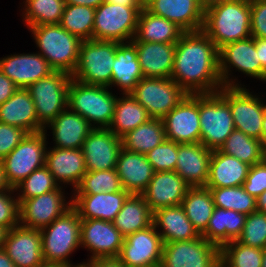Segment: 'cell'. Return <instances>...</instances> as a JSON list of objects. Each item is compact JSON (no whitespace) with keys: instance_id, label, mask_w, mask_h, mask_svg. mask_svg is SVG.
Instances as JSON below:
<instances>
[{"instance_id":"obj_1","label":"cell","mask_w":266,"mask_h":267,"mask_svg":"<svg viewBox=\"0 0 266 267\" xmlns=\"http://www.w3.org/2000/svg\"><path fill=\"white\" fill-rule=\"evenodd\" d=\"M171 78L187 94L214 93L223 87L218 49L203 30L182 34L176 43Z\"/></svg>"},{"instance_id":"obj_2","label":"cell","mask_w":266,"mask_h":267,"mask_svg":"<svg viewBox=\"0 0 266 267\" xmlns=\"http://www.w3.org/2000/svg\"><path fill=\"white\" fill-rule=\"evenodd\" d=\"M202 30L218 50L226 44L249 38L250 0H231L206 10Z\"/></svg>"},{"instance_id":"obj_3","label":"cell","mask_w":266,"mask_h":267,"mask_svg":"<svg viewBox=\"0 0 266 267\" xmlns=\"http://www.w3.org/2000/svg\"><path fill=\"white\" fill-rule=\"evenodd\" d=\"M80 224L81 219L77 211L71 207L51 224L40 229L45 264L82 267L83 263L73 265L69 259L70 255L81 246Z\"/></svg>"},{"instance_id":"obj_4","label":"cell","mask_w":266,"mask_h":267,"mask_svg":"<svg viewBox=\"0 0 266 267\" xmlns=\"http://www.w3.org/2000/svg\"><path fill=\"white\" fill-rule=\"evenodd\" d=\"M32 32L36 46L54 71H63L72 75L79 58L82 40L69 33L59 24H44L28 27Z\"/></svg>"},{"instance_id":"obj_5","label":"cell","mask_w":266,"mask_h":267,"mask_svg":"<svg viewBox=\"0 0 266 267\" xmlns=\"http://www.w3.org/2000/svg\"><path fill=\"white\" fill-rule=\"evenodd\" d=\"M108 90L109 87L87 85L71 79L67 107L85 118L93 128H108L118 98Z\"/></svg>"},{"instance_id":"obj_6","label":"cell","mask_w":266,"mask_h":267,"mask_svg":"<svg viewBox=\"0 0 266 267\" xmlns=\"http://www.w3.org/2000/svg\"><path fill=\"white\" fill-rule=\"evenodd\" d=\"M118 42L82 40L72 79L87 85L110 87Z\"/></svg>"},{"instance_id":"obj_7","label":"cell","mask_w":266,"mask_h":267,"mask_svg":"<svg viewBox=\"0 0 266 267\" xmlns=\"http://www.w3.org/2000/svg\"><path fill=\"white\" fill-rule=\"evenodd\" d=\"M200 143L218 150L235 129L229 104L223 99V87L214 93L199 94Z\"/></svg>"},{"instance_id":"obj_8","label":"cell","mask_w":266,"mask_h":267,"mask_svg":"<svg viewBox=\"0 0 266 267\" xmlns=\"http://www.w3.org/2000/svg\"><path fill=\"white\" fill-rule=\"evenodd\" d=\"M47 135L44 131L28 133L26 137L1 160L4 177L10 188H15L33 171L45 165Z\"/></svg>"},{"instance_id":"obj_9","label":"cell","mask_w":266,"mask_h":267,"mask_svg":"<svg viewBox=\"0 0 266 267\" xmlns=\"http://www.w3.org/2000/svg\"><path fill=\"white\" fill-rule=\"evenodd\" d=\"M141 10L104 1L95 9L92 39L118 43L132 41Z\"/></svg>"},{"instance_id":"obj_10","label":"cell","mask_w":266,"mask_h":267,"mask_svg":"<svg viewBox=\"0 0 266 267\" xmlns=\"http://www.w3.org/2000/svg\"><path fill=\"white\" fill-rule=\"evenodd\" d=\"M71 79L67 72L53 71L27 88L35 105L38 122L43 128L67 108Z\"/></svg>"},{"instance_id":"obj_11","label":"cell","mask_w":266,"mask_h":267,"mask_svg":"<svg viewBox=\"0 0 266 267\" xmlns=\"http://www.w3.org/2000/svg\"><path fill=\"white\" fill-rule=\"evenodd\" d=\"M130 94L156 119H163L187 95L171 77H143Z\"/></svg>"},{"instance_id":"obj_12","label":"cell","mask_w":266,"mask_h":267,"mask_svg":"<svg viewBox=\"0 0 266 267\" xmlns=\"http://www.w3.org/2000/svg\"><path fill=\"white\" fill-rule=\"evenodd\" d=\"M223 99L229 104L235 129L261 140L265 103L246 87L223 86Z\"/></svg>"},{"instance_id":"obj_13","label":"cell","mask_w":266,"mask_h":267,"mask_svg":"<svg viewBox=\"0 0 266 267\" xmlns=\"http://www.w3.org/2000/svg\"><path fill=\"white\" fill-rule=\"evenodd\" d=\"M218 58L219 74L223 86H243L235 82L236 78H230L232 73L231 67L262 81V67L256 52L254 37L250 36L249 38L224 45L218 50Z\"/></svg>"},{"instance_id":"obj_14","label":"cell","mask_w":266,"mask_h":267,"mask_svg":"<svg viewBox=\"0 0 266 267\" xmlns=\"http://www.w3.org/2000/svg\"><path fill=\"white\" fill-rule=\"evenodd\" d=\"M219 263L220 249L202 235L163 244L160 267H216Z\"/></svg>"},{"instance_id":"obj_15","label":"cell","mask_w":266,"mask_h":267,"mask_svg":"<svg viewBox=\"0 0 266 267\" xmlns=\"http://www.w3.org/2000/svg\"><path fill=\"white\" fill-rule=\"evenodd\" d=\"M64 189L60 186L39 196L19 201V224L32 228L42 229L62 216L72 207V199L66 201Z\"/></svg>"},{"instance_id":"obj_16","label":"cell","mask_w":266,"mask_h":267,"mask_svg":"<svg viewBox=\"0 0 266 267\" xmlns=\"http://www.w3.org/2000/svg\"><path fill=\"white\" fill-rule=\"evenodd\" d=\"M163 244L160 234L152 224L146 229L127 235L117 258L126 267L159 266Z\"/></svg>"},{"instance_id":"obj_17","label":"cell","mask_w":266,"mask_h":267,"mask_svg":"<svg viewBox=\"0 0 266 267\" xmlns=\"http://www.w3.org/2000/svg\"><path fill=\"white\" fill-rule=\"evenodd\" d=\"M166 139L200 143L199 94H187L163 119Z\"/></svg>"},{"instance_id":"obj_18","label":"cell","mask_w":266,"mask_h":267,"mask_svg":"<svg viewBox=\"0 0 266 267\" xmlns=\"http://www.w3.org/2000/svg\"><path fill=\"white\" fill-rule=\"evenodd\" d=\"M124 236L113 222L100 219H81L80 245L90 251L88 260L118 257Z\"/></svg>"},{"instance_id":"obj_19","label":"cell","mask_w":266,"mask_h":267,"mask_svg":"<svg viewBox=\"0 0 266 267\" xmlns=\"http://www.w3.org/2000/svg\"><path fill=\"white\" fill-rule=\"evenodd\" d=\"M81 149L87 171L115 169L122 149L121 138L108 128H93Z\"/></svg>"},{"instance_id":"obj_20","label":"cell","mask_w":266,"mask_h":267,"mask_svg":"<svg viewBox=\"0 0 266 267\" xmlns=\"http://www.w3.org/2000/svg\"><path fill=\"white\" fill-rule=\"evenodd\" d=\"M3 250L16 267H40L45 264L39 229L20 224L14 226L7 233Z\"/></svg>"},{"instance_id":"obj_21","label":"cell","mask_w":266,"mask_h":267,"mask_svg":"<svg viewBox=\"0 0 266 267\" xmlns=\"http://www.w3.org/2000/svg\"><path fill=\"white\" fill-rule=\"evenodd\" d=\"M144 8L153 15L172 21L184 32L203 28L205 12L197 0H144Z\"/></svg>"},{"instance_id":"obj_22","label":"cell","mask_w":266,"mask_h":267,"mask_svg":"<svg viewBox=\"0 0 266 267\" xmlns=\"http://www.w3.org/2000/svg\"><path fill=\"white\" fill-rule=\"evenodd\" d=\"M189 187L176 171L154 172L141 195L154 212L163 207L181 205Z\"/></svg>"},{"instance_id":"obj_23","label":"cell","mask_w":266,"mask_h":267,"mask_svg":"<svg viewBox=\"0 0 266 267\" xmlns=\"http://www.w3.org/2000/svg\"><path fill=\"white\" fill-rule=\"evenodd\" d=\"M0 71L18 88H28L34 82L47 77L54 70L38 52L8 55L0 58Z\"/></svg>"},{"instance_id":"obj_24","label":"cell","mask_w":266,"mask_h":267,"mask_svg":"<svg viewBox=\"0 0 266 267\" xmlns=\"http://www.w3.org/2000/svg\"><path fill=\"white\" fill-rule=\"evenodd\" d=\"M211 155L201 143H177L175 171L190 187L206 186Z\"/></svg>"},{"instance_id":"obj_25","label":"cell","mask_w":266,"mask_h":267,"mask_svg":"<svg viewBox=\"0 0 266 267\" xmlns=\"http://www.w3.org/2000/svg\"><path fill=\"white\" fill-rule=\"evenodd\" d=\"M45 166L60 184H69L75 190L87 172L82 149L47 148ZM62 182V183H61Z\"/></svg>"},{"instance_id":"obj_26","label":"cell","mask_w":266,"mask_h":267,"mask_svg":"<svg viewBox=\"0 0 266 267\" xmlns=\"http://www.w3.org/2000/svg\"><path fill=\"white\" fill-rule=\"evenodd\" d=\"M130 194L125 191L98 194H72V207L80 219H100L112 222Z\"/></svg>"},{"instance_id":"obj_27","label":"cell","mask_w":266,"mask_h":267,"mask_svg":"<svg viewBox=\"0 0 266 267\" xmlns=\"http://www.w3.org/2000/svg\"><path fill=\"white\" fill-rule=\"evenodd\" d=\"M48 127L52 130L53 141H55L53 147L69 149H81L93 129L85 118L68 107L43 128L45 134Z\"/></svg>"},{"instance_id":"obj_28","label":"cell","mask_w":266,"mask_h":267,"mask_svg":"<svg viewBox=\"0 0 266 267\" xmlns=\"http://www.w3.org/2000/svg\"><path fill=\"white\" fill-rule=\"evenodd\" d=\"M143 77L170 78L173 70L176 43L132 42Z\"/></svg>"},{"instance_id":"obj_29","label":"cell","mask_w":266,"mask_h":267,"mask_svg":"<svg viewBox=\"0 0 266 267\" xmlns=\"http://www.w3.org/2000/svg\"><path fill=\"white\" fill-rule=\"evenodd\" d=\"M116 172L122 187L129 194L141 195L151 181L154 170L146 155L121 149Z\"/></svg>"},{"instance_id":"obj_30","label":"cell","mask_w":266,"mask_h":267,"mask_svg":"<svg viewBox=\"0 0 266 267\" xmlns=\"http://www.w3.org/2000/svg\"><path fill=\"white\" fill-rule=\"evenodd\" d=\"M0 122L24 129L28 133L43 131L27 88H18L5 103L0 105Z\"/></svg>"},{"instance_id":"obj_31","label":"cell","mask_w":266,"mask_h":267,"mask_svg":"<svg viewBox=\"0 0 266 267\" xmlns=\"http://www.w3.org/2000/svg\"><path fill=\"white\" fill-rule=\"evenodd\" d=\"M152 224L163 243L189 241L200 236L181 205L157 209L153 212Z\"/></svg>"},{"instance_id":"obj_32","label":"cell","mask_w":266,"mask_h":267,"mask_svg":"<svg viewBox=\"0 0 266 267\" xmlns=\"http://www.w3.org/2000/svg\"><path fill=\"white\" fill-rule=\"evenodd\" d=\"M250 165L241 162L234 156L213 150L209 175L205 187H237L243 185L248 175Z\"/></svg>"},{"instance_id":"obj_33","label":"cell","mask_w":266,"mask_h":267,"mask_svg":"<svg viewBox=\"0 0 266 267\" xmlns=\"http://www.w3.org/2000/svg\"><path fill=\"white\" fill-rule=\"evenodd\" d=\"M115 56L110 87L117 86L123 94H128L143 78L136 46L131 41L118 43Z\"/></svg>"},{"instance_id":"obj_34","label":"cell","mask_w":266,"mask_h":267,"mask_svg":"<svg viewBox=\"0 0 266 267\" xmlns=\"http://www.w3.org/2000/svg\"><path fill=\"white\" fill-rule=\"evenodd\" d=\"M246 217L244 213L215 207L208 226L201 235L221 249L241 235Z\"/></svg>"},{"instance_id":"obj_35","label":"cell","mask_w":266,"mask_h":267,"mask_svg":"<svg viewBox=\"0 0 266 267\" xmlns=\"http://www.w3.org/2000/svg\"><path fill=\"white\" fill-rule=\"evenodd\" d=\"M183 33L184 31L172 21L153 15L143 8L131 42L177 43Z\"/></svg>"},{"instance_id":"obj_36","label":"cell","mask_w":266,"mask_h":267,"mask_svg":"<svg viewBox=\"0 0 266 267\" xmlns=\"http://www.w3.org/2000/svg\"><path fill=\"white\" fill-rule=\"evenodd\" d=\"M153 212L142 195L130 194L124 201L113 225L126 237L152 225Z\"/></svg>"},{"instance_id":"obj_37","label":"cell","mask_w":266,"mask_h":267,"mask_svg":"<svg viewBox=\"0 0 266 267\" xmlns=\"http://www.w3.org/2000/svg\"><path fill=\"white\" fill-rule=\"evenodd\" d=\"M149 119L151 117L147 110L130 93L123 94L122 98H117L113 119L108 129L121 138Z\"/></svg>"},{"instance_id":"obj_38","label":"cell","mask_w":266,"mask_h":267,"mask_svg":"<svg viewBox=\"0 0 266 267\" xmlns=\"http://www.w3.org/2000/svg\"><path fill=\"white\" fill-rule=\"evenodd\" d=\"M187 218L201 235L215 209L212 193L205 186L189 187L181 203Z\"/></svg>"},{"instance_id":"obj_39","label":"cell","mask_w":266,"mask_h":267,"mask_svg":"<svg viewBox=\"0 0 266 267\" xmlns=\"http://www.w3.org/2000/svg\"><path fill=\"white\" fill-rule=\"evenodd\" d=\"M166 140L162 119L151 118L121 137L122 148L140 154H147Z\"/></svg>"},{"instance_id":"obj_40","label":"cell","mask_w":266,"mask_h":267,"mask_svg":"<svg viewBox=\"0 0 266 267\" xmlns=\"http://www.w3.org/2000/svg\"><path fill=\"white\" fill-rule=\"evenodd\" d=\"M219 150L250 166L263 161L261 140L247 136L237 129L233 130Z\"/></svg>"},{"instance_id":"obj_41","label":"cell","mask_w":266,"mask_h":267,"mask_svg":"<svg viewBox=\"0 0 266 267\" xmlns=\"http://www.w3.org/2000/svg\"><path fill=\"white\" fill-rule=\"evenodd\" d=\"M23 20L27 27L59 24L65 8V0H25Z\"/></svg>"},{"instance_id":"obj_42","label":"cell","mask_w":266,"mask_h":267,"mask_svg":"<svg viewBox=\"0 0 266 267\" xmlns=\"http://www.w3.org/2000/svg\"><path fill=\"white\" fill-rule=\"evenodd\" d=\"M95 8L66 4L59 25L81 40H91Z\"/></svg>"},{"instance_id":"obj_43","label":"cell","mask_w":266,"mask_h":267,"mask_svg":"<svg viewBox=\"0 0 266 267\" xmlns=\"http://www.w3.org/2000/svg\"><path fill=\"white\" fill-rule=\"evenodd\" d=\"M212 193L215 207L234 210L249 215L257 211L256 198L244 190L243 186L237 187H207Z\"/></svg>"},{"instance_id":"obj_44","label":"cell","mask_w":266,"mask_h":267,"mask_svg":"<svg viewBox=\"0 0 266 267\" xmlns=\"http://www.w3.org/2000/svg\"><path fill=\"white\" fill-rule=\"evenodd\" d=\"M263 249L233 240L220 249V262L225 267H261Z\"/></svg>"},{"instance_id":"obj_45","label":"cell","mask_w":266,"mask_h":267,"mask_svg":"<svg viewBox=\"0 0 266 267\" xmlns=\"http://www.w3.org/2000/svg\"><path fill=\"white\" fill-rule=\"evenodd\" d=\"M123 187L116 169L87 171L73 194H98L122 191Z\"/></svg>"},{"instance_id":"obj_46","label":"cell","mask_w":266,"mask_h":267,"mask_svg":"<svg viewBox=\"0 0 266 267\" xmlns=\"http://www.w3.org/2000/svg\"><path fill=\"white\" fill-rule=\"evenodd\" d=\"M59 183H57L53 175L49 172L44 165L33 171L27 178H25L20 184H18L14 190L20 192L17 194L18 200H26L35 196L48 193L52 190L58 189Z\"/></svg>"},{"instance_id":"obj_47","label":"cell","mask_w":266,"mask_h":267,"mask_svg":"<svg viewBox=\"0 0 266 267\" xmlns=\"http://www.w3.org/2000/svg\"><path fill=\"white\" fill-rule=\"evenodd\" d=\"M237 241L252 247L266 248V213L255 211L247 215Z\"/></svg>"},{"instance_id":"obj_48","label":"cell","mask_w":266,"mask_h":267,"mask_svg":"<svg viewBox=\"0 0 266 267\" xmlns=\"http://www.w3.org/2000/svg\"><path fill=\"white\" fill-rule=\"evenodd\" d=\"M145 155L154 172L175 171L178 159L177 143L166 139Z\"/></svg>"},{"instance_id":"obj_49","label":"cell","mask_w":266,"mask_h":267,"mask_svg":"<svg viewBox=\"0 0 266 267\" xmlns=\"http://www.w3.org/2000/svg\"><path fill=\"white\" fill-rule=\"evenodd\" d=\"M13 192V188L0 192V226L8 231L19 225V201Z\"/></svg>"},{"instance_id":"obj_50","label":"cell","mask_w":266,"mask_h":267,"mask_svg":"<svg viewBox=\"0 0 266 267\" xmlns=\"http://www.w3.org/2000/svg\"><path fill=\"white\" fill-rule=\"evenodd\" d=\"M27 134L24 129L0 122V160L6 157Z\"/></svg>"},{"instance_id":"obj_51","label":"cell","mask_w":266,"mask_h":267,"mask_svg":"<svg viewBox=\"0 0 266 267\" xmlns=\"http://www.w3.org/2000/svg\"><path fill=\"white\" fill-rule=\"evenodd\" d=\"M242 186L245 191L255 198L266 190V162L264 160L250 166L248 175Z\"/></svg>"},{"instance_id":"obj_52","label":"cell","mask_w":266,"mask_h":267,"mask_svg":"<svg viewBox=\"0 0 266 267\" xmlns=\"http://www.w3.org/2000/svg\"><path fill=\"white\" fill-rule=\"evenodd\" d=\"M251 36L266 39V0H250Z\"/></svg>"},{"instance_id":"obj_53","label":"cell","mask_w":266,"mask_h":267,"mask_svg":"<svg viewBox=\"0 0 266 267\" xmlns=\"http://www.w3.org/2000/svg\"><path fill=\"white\" fill-rule=\"evenodd\" d=\"M17 89L14 82L0 71V105L5 103Z\"/></svg>"},{"instance_id":"obj_54","label":"cell","mask_w":266,"mask_h":267,"mask_svg":"<svg viewBox=\"0 0 266 267\" xmlns=\"http://www.w3.org/2000/svg\"><path fill=\"white\" fill-rule=\"evenodd\" d=\"M82 267H126L117 257L97 258L83 261Z\"/></svg>"},{"instance_id":"obj_55","label":"cell","mask_w":266,"mask_h":267,"mask_svg":"<svg viewBox=\"0 0 266 267\" xmlns=\"http://www.w3.org/2000/svg\"><path fill=\"white\" fill-rule=\"evenodd\" d=\"M254 40L262 67V81L266 82V39L254 37Z\"/></svg>"},{"instance_id":"obj_56","label":"cell","mask_w":266,"mask_h":267,"mask_svg":"<svg viewBox=\"0 0 266 267\" xmlns=\"http://www.w3.org/2000/svg\"><path fill=\"white\" fill-rule=\"evenodd\" d=\"M111 4H117L122 6L134 7L135 9L144 8V0H104Z\"/></svg>"},{"instance_id":"obj_57","label":"cell","mask_w":266,"mask_h":267,"mask_svg":"<svg viewBox=\"0 0 266 267\" xmlns=\"http://www.w3.org/2000/svg\"><path fill=\"white\" fill-rule=\"evenodd\" d=\"M104 0H65L66 4L97 8Z\"/></svg>"},{"instance_id":"obj_58","label":"cell","mask_w":266,"mask_h":267,"mask_svg":"<svg viewBox=\"0 0 266 267\" xmlns=\"http://www.w3.org/2000/svg\"><path fill=\"white\" fill-rule=\"evenodd\" d=\"M228 1H231V0H197L198 4L200 5V7L203 9L204 12L213 6H216L224 2H228Z\"/></svg>"},{"instance_id":"obj_59","label":"cell","mask_w":266,"mask_h":267,"mask_svg":"<svg viewBox=\"0 0 266 267\" xmlns=\"http://www.w3.org/2000/svg\"><path fill=\"white\" fill-rule=\"evenodd\" d=\"M257 211L266 213V190L256 198Z\"/></svg>"},{"instance_id":"obj_60","label":"cell","mask_w":266,"mask_h":267,"mask_svg":"<svg viewBox=\"0 0 266 267\" xmlns=\"http://www.w3.org/2000/svg\"><path fill=\"white\" fill-rule=\"evenodd\" d=\"M0 267H16L3 249L0 250Z\"/></svg>"},{"instance_id":"obj_61","label":"cell","mask_w":266,"mask_h":267,"mask_svg":"<svg viewBox=\"0 0 266 267\" xmlns=\"http://www.w3.org/2000/svg\"><path fill=\"white\" fill-rule=\"evenodd\" d=\"M10 187L8 186L5 177H4V171L3 166L0 160V192L8 190Z\"/></svg>"},{"instance_id":"obj_62","label":"cell","mask_w":266,"mask_h":267,"mask_svg":"<svg viewBox=\"0 0 266 267\" xmlns=\"http://www.w3.org/2000/svg\"><path fill=\"white\" fill-rule=\"evenodd\" d=\"M261 142L264 147L266 145V104L264 109V119L262 123Z\"/></svg>"},{"instance_id":"obj_63","label":"cell","mask_w":266,"mask_h":267,"mask_svg":"<svg viewBox=\"0 0 266 267\" xmlns=\"http://www.w3.org/2000/svg\"><path fill=\"white\" fill-rule=\"evenodd\" d=\"M8 230L0 226V250L3 249Z\"/></svg>"},{"instance_id":"obj_64","label":"cell","mask_w":266,"mask_h":267,"mask_svg":"<svg viewBox=\"0 0 266 267\" xmlns=\"http://www.w3.org/2000/svg\"><path fill=\"white\" fill-rule=\"evenodd\" d=\"M261 267H266V248L263 249V257Z\"/></svg>"},{"instance_id":"obj_65","label":"cell","mask_w":266,"mask_h":267,"mask_svg":"<svg viewBox=\"0 0 266 267\" xmlns=\"http://www.w3.org/2000/svg\"><path fill=\"white\" fill-rule=\"evenodd\" d=\"M263 160L266 162V145L263 147Z\"/></svg>"},{"instance_id":"obj_66","label":"cell","mask_w":266,"mask_h":267,"mask_svg":"<svg viewBox=\"0 0 266 267\" xmlns=\"http://www.w3.org/2000/svg\"><path fill=\"white\" fill-rule=\"evenodd\" d=\"M40 267H59V266H57V265H51V264H44V265H42Z\"/></svg>"},{"instance_id":"obj_67","label":"cell","mask_w":266,"mask_h":267,"mask_svg":"<svg viewBox=\"0 0 266 267\" xmlns=\"http://www.w3.org/2000/svg\"><path fill=\"white\" fill-rule=\"evenodd\" d=\"M216 267H225L221 262Z\"/></svg>"}]
</instances>
